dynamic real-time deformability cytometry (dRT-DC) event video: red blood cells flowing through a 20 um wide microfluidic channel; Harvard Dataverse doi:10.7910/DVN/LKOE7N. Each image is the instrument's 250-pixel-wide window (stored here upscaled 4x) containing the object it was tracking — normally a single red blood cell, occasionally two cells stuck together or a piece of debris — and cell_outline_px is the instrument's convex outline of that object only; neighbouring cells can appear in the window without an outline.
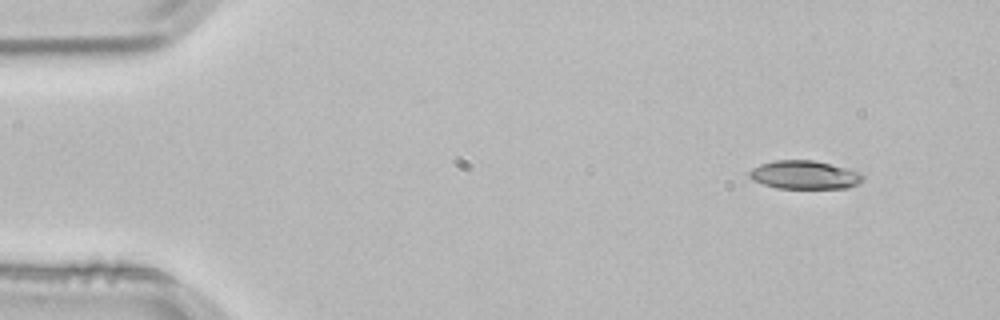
{"species": "common noctule bat (a hibernating species)", "species_latin": "Nyctalus noctula", "temperature_condition": "room temperature", "stored_images_in_passage": 3, "camera_frame_rate_fps": 3000, "um_per_image_px": 0.085, "animal": {"sex": "male", "body_mass_g": 21.5, "forearm_length_mm": 52.0}, "frame": {"image": 1, "passage_image": 1, "time_ms": 0.0, "image_size_px": [1000, 320], "cell_outline_px": [[864, 180], [848, 188], [776, 188], [752, 180], [748, 176], [748, 172], [752, 168], [760, 164], [776, 160], [812, 160], [860, 172], [864, 176]], "centroid_in_image_um": [68.35, 14.87], "position_along_channel_um": 16.6, "area_um2": 18.67}}
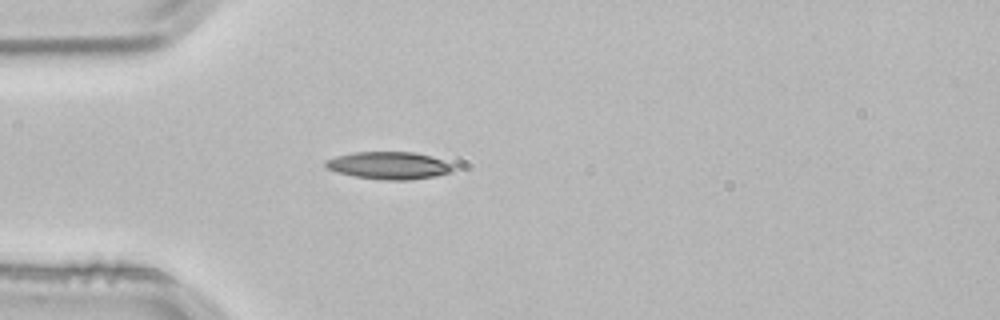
{"frame": {"image": 2, "passage_image": 3, "time_ms": 0.667, "image_size_px": [1000, 320], "cell_outline_px": [[456, 168], [452, 172], [436, 176], [412, 180], [384, 180], [356, 176], [340, 172], [328, 168], [324, 164], [324, 160], [336, 156], [356, 152], [412, 152], [432, 156], [452, 164]], "centroid_in_image_um": [33.12, 14.06], "position_along_channel_um": 51.9, "area_um2": 20.35}}